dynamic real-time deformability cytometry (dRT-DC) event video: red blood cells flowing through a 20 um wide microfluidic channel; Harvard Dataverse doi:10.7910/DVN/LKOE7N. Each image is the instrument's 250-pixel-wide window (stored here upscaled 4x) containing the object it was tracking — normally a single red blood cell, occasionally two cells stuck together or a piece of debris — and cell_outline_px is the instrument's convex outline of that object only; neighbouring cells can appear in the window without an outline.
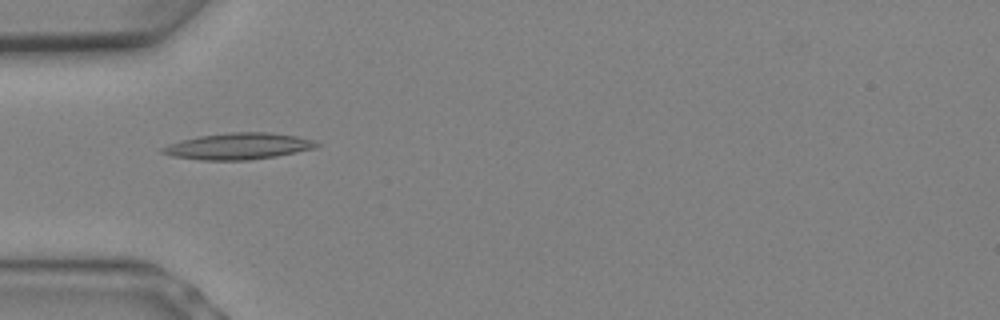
{"species": "Egyptian fruit bat (a non-hibernating species)", "species_latin": "Rousettus aegyptiacus", "temperature_condition": "warm", "stored_images_in_passage": 8, "camera_frame_rate_fps": 3000, "um_per_image_px": 0.085, "animal": {"sex": "female"}, "frame": {"image": 1, "passage_image": 7, "time_ms": 2.0, "image_size_px": [1000, 320], "cell_outline_px": [[320, 144], [316, 148], [276, 156], [248, 160], [200, 160], [172, 156], [160, 152], [160, 148], [168, 144], [180, 140], [200, 136], [232, 132], [268, 132], [296, 136], [316, 140]], "centroid_in_image_um": [20.26, 12.43], "position_along_channel_um": 64.7, "area_um2": 23.76}}